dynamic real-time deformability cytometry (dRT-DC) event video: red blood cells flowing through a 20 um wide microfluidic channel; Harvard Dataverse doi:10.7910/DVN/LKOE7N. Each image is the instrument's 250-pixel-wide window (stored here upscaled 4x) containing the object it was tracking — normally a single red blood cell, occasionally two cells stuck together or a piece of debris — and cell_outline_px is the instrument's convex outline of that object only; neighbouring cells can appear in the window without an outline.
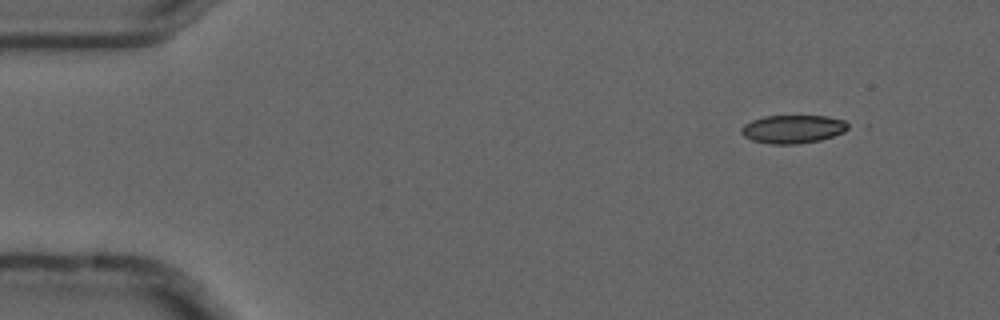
{"species": "common noctule bat (a hibernating species)", "species_latin": "Nyctalus noctula", "temperature_condition": "cold", "stored_images_in_passage": 5, "camera_frame_rate_fps": 3000, "um_per_image_px": 0.085, "animal": {"sex": "male", "forearm_length_mm": 52.5}, "frame": {"image": 1, "passage_image": 2, "time_ms": 0.333, "image_size_px": [1000, 320], "cell_outline_px": [[852, 128], [844, 132], [820, 140], [796, 144], [772, 144], [752, 140], [744, 136], [740, 132], [740, 128], [744, 124], [752, 120], [764, 116], [828, 116], [844, 120], [852, 124]], "centroid_in_image_um": [67.44, 10.96], "position_along_channel_um": 17.6, "area_um2": 17.8}}